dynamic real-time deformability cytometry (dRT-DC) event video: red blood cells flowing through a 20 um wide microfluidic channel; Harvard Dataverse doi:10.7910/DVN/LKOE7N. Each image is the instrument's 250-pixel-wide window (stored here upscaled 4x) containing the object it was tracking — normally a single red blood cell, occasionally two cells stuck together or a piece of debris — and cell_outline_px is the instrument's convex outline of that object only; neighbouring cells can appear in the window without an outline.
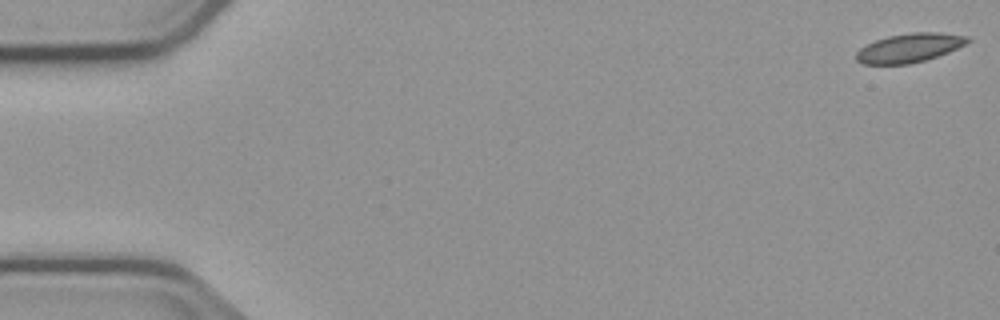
{"species": "common noctule bat (a hibernating species)", "species_latin": "Nyctalus noctula", "temperature_condition": "cold", "stored_images_in_passage": 5, "segment_of_instrument_passage": [1, 2], "camera_frame_rate_fps": 3000, "um_per_image_px": 0.085, "animal": {"sex": "male", "body_mass_g": 23.1, "forearm_length_mm": 52.7}, "frame": {"image": 1, "passage_image": 1, "time_ms": 0.0, "image_size_px": [1000, 320], "cell_outline_px": [[972, 40], [948, 52], [924, 60], [908, 64], [864, 64], [856, 60], [856, 52], [860, 48], [876, 40], [888, 36], [912, 32], [940, 32], [968, 36]], "centroid_in_image_um": [77.3, 4.06], "position_along_channel_um": 7.7, "area_um2": 18.61}}
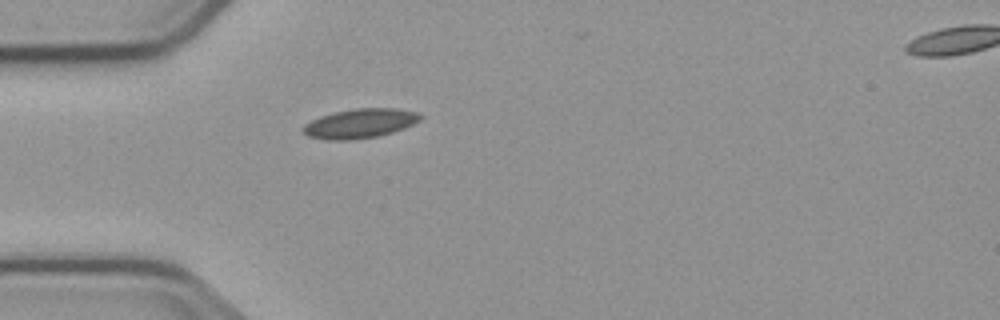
{"frame": {"image": 2, "passage_image": 4, "time_ms": 5.0, "image_size_px": [1000, 320], "cell_outline_px": [[424, 116], [420, 120], [404, 128], [380, 136], [348, 140], [328, 140], [308, 136], [300, 128], [304, 124], [320, 116], [332, 112], [356, 108], [396, 108], [420, 112]], "centroid_in_image_um": [30.61, 10.48], "position_along_channel_um": 54.4, "area_um2": 20.29}}